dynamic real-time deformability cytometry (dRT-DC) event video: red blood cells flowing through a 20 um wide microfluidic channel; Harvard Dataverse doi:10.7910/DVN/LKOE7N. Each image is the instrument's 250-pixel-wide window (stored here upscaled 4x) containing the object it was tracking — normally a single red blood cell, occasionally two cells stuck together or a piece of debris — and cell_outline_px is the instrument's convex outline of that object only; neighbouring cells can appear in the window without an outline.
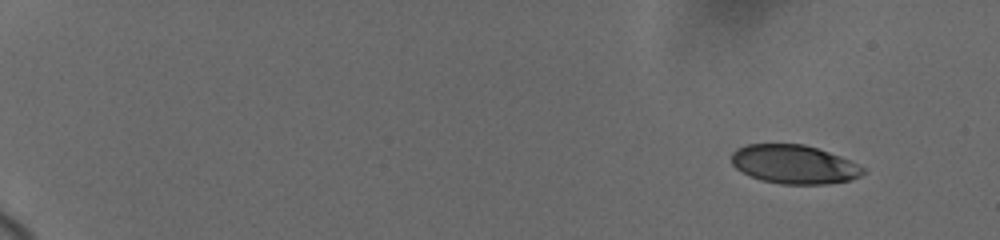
{"species": "human", "species_latin": "Homo sapiens", "temperature_condition": "cold", "stored_images_in_passage": 42, "camera_frame_rate_fps": 3000, "um_per_image_px": 0.085, "donor": {"sex": "female"}, "frame": {"image": 1, "passage_image": 1, "time_ms": 0.0, "image_size_px": [1000, 240], "cell_outline_px": [[864, 172], [860, 176], [852, 180], [828, 184], [780, 184], [760, 180], [736, 168], [732, 164], [732, 152], [736, 148], [748, 144], [804, 144], [840, 156], [864, 168]], "centroid_in_image_um": [67.49, 13.97], "position_along_channel_um": 17.5, "area_um2": 29.59}}
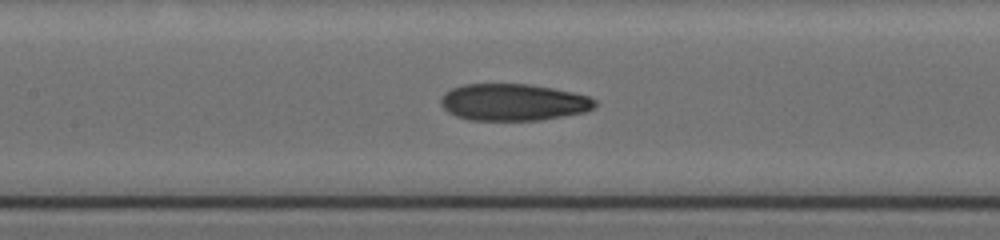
{"frame": {"image": 2, "passage_image": 23, "time_ms": 8.667, "image_size_px": [1000, 240], "cell_outline_px": [[596, 104], [592, 108], [584, 112], [540, 120], [468, 120], [456, 116], [448, 112], [440, 104], [440, 100], [444, 92], [452, 88], [464, 84], [528, 84], [552, 88], [572, 92], [588, 96], [596, 100]], "centroid_in_image_um": [43.59, 8.69], "position_along_channel_um": 163.8, "area_um2": 33.06}}
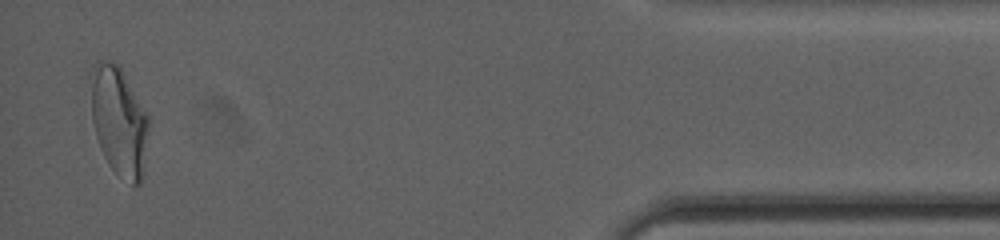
{"frame": {"image": 3, "passage_image": 42, "time_ms": 17.333, "image_size_px": [1000, 240], "cell_outline_px": [[148, 128], [144, 176], [140, 184], [132, 184], [116, 172], [108, 164], [100, 148], [96, 136], [92, 120], [92, 84], [100, 60], [112, 60], [124, 72], [148, 116]], "centroid_in_image_um": [10.16, 10.37], "position_along_channel_um": 425.0, "area_um2": 35.95}, "authors_computed_cell_mechanics": {"area_um2": 32.6281, "velocity_mm_per_s": 3.6892, "shape_relaxation_time_tau1_ms": 7.8747, "shape_relaxation_time_tau2_ms": 1.973, "deformation_change_tau1": 0.2304, "deformation_change_tau2": 0.0917}}